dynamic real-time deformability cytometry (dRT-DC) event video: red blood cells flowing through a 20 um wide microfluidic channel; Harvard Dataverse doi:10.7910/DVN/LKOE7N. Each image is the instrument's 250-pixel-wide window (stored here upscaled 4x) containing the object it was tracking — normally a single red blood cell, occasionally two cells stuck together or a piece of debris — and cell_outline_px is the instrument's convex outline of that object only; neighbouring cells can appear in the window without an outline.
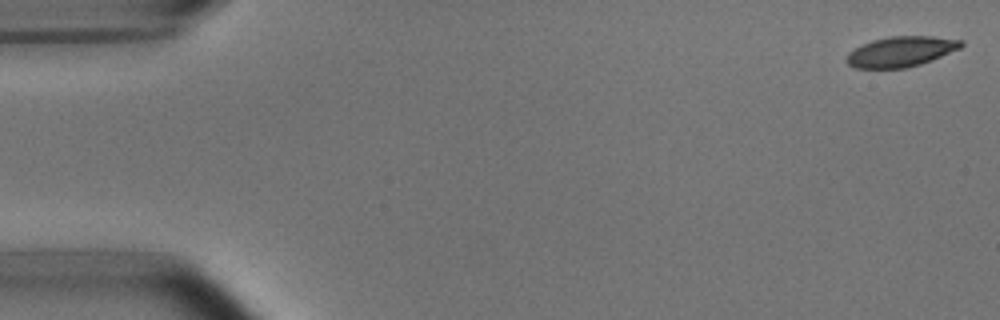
{"species": "common noctule bat (a hibernating species)", "species_latin": "Nyctalus noctula", "temperature_condition": "room temperature", "stored_images_in_passage": 52, "camera_frame_rate_fps": 3000, "um_per_image_px": 0.085, "animal": {"sex": "male", "body_mass_g": 15.6}, "frame": {"image": 1, "passage_image": 1, "time_ms": 0.0, "image_size_px": [1000, 320], "cell_outline_px": [[964, 44], [960, 48], [932, 60], [920, 64], [904, 68], [856, 68], [848, 64], [844, 60], [848, 52], [872, 40], [888, 36], [932, 36], [964, 40]], "centroid_in_image_um": [76.58, 4.38], "position_along_channel_um": 8.4, "area_um2": 20.23}}
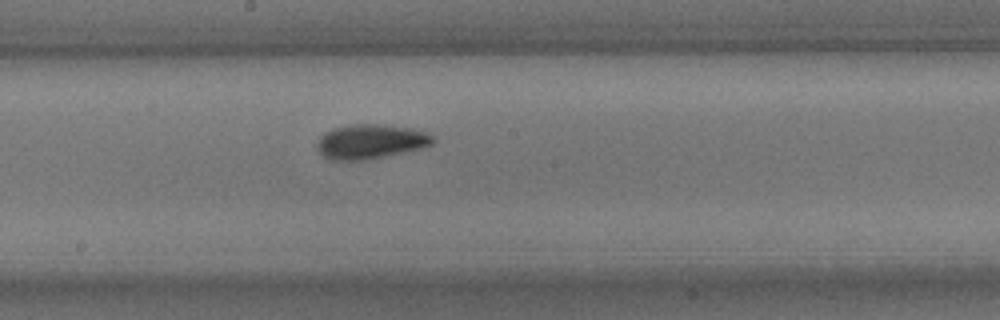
{"frame": {"image": 2, "passage_image": 28, "time_ms": 9.0, "image_size_px": [1000, 320], "cell_outline_px": [[436, 140], [432, 144], [424, 148], [368, 160], [332, 160], [324, 156], [316, 148], [316, 144], [320, 136], [324, 132], [332, 128], [348, 124], [376, 124], [412, 128], [428, 132]], "centroid_in_image_um": [31.51, 12.03], "position_along_channel_um": 216.7, "area_um2": 23.64}}
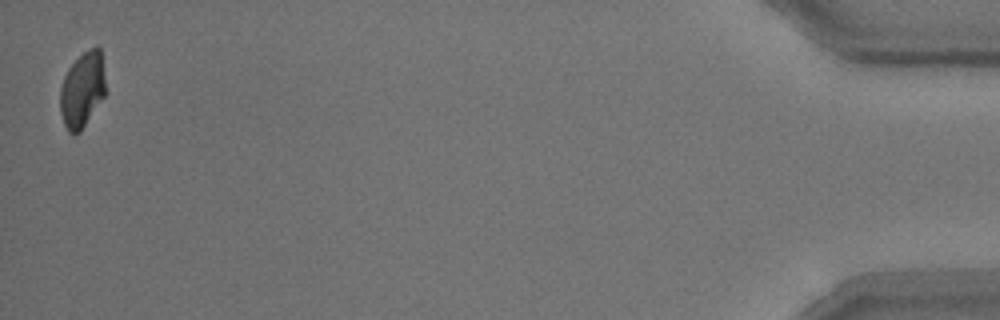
{"frame": {"image": 3, "passage_image": 52, "time_ms": 17.0, "image_size_px": [1000, 320], "cell_outline_px": [[104, 96], [80, 132], [68, 132], [64, 124], [60, 112], [60, 88], [64, 76], [68, 68], [88, 48], [96, 44], [100, 48], [104, 76]], "centroid_in_image_um": [6.98, 7.61], "position_along_channel_um": 428.2, "area_um2": 19.71}, "authors_computed_cell_mechanics": {"area_um2": 21.7328, "velocity_mm_per_s": 3.7623, "shape_relaxation_time_tau1_ms": 3.5289, "shape_relaxation_time_tau2_ms": 1.8287, "deformation_change_tau1": 0.1405, "deformation_change_tau2": 0.0692}}